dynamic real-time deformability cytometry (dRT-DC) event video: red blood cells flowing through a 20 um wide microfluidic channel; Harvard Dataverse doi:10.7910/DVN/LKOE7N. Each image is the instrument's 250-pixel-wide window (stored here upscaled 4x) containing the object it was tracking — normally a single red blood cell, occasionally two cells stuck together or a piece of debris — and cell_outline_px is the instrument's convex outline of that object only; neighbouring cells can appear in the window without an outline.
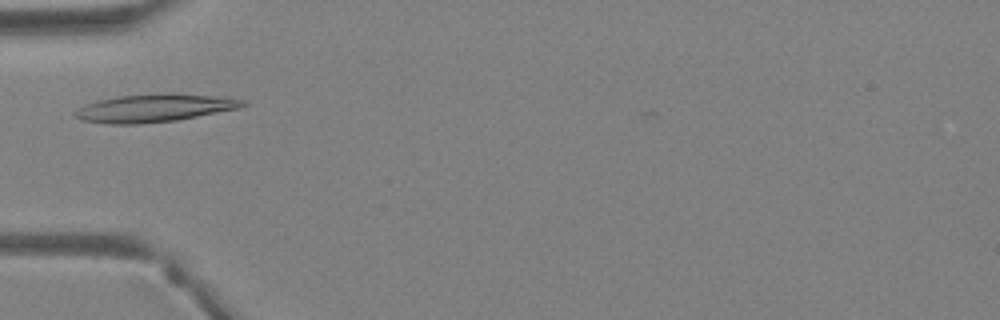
{"species": "Egyptian fruit bat (a non-hibernating species)", "species_latin": "Rousettus aegyptiacus", "temperature_condition": "warm", "stored_images_in_passage": 23, "camera_frame_rate_fps": 3000, "um_per_image_px": 0.085, "animal": {"sex": "female"}, "frame": {"image": 1, "passage_image": 1, "time_ms": 0.0, "image_size_px": [1000, 320], "cell_outline_px": [[248, 104], [236, 108], [176, 120], [140, 124], [108, 124], [80, 120], [72, 116], [72, 112], [84, 104], [100, 100], [120, 96], [168, 92], [248, 100]], "centroid_in_image_um": [13.02, 9.19], "position_along_channel_um": 72.0, "area_um2": 27.11}}
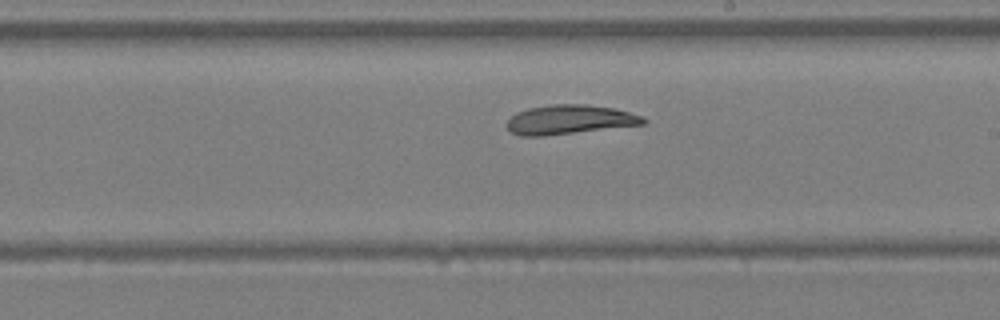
{"frame": {"image": 2, "passage_image": 11, "time_ms": 3.333, "image_size_px": [1000, 320], "cell_outline_px": [[648, 120], [644, 124], [544, 136], [520, 136], [512, 132], [504, 124], [516, 112], [528, 108], [552, 104], [588, 104], [616, 108], [644, 116]], "centroid_in_image_um": [48.42, 10.16], "position_along_channel_um": 240.6, "area_um2": 23.47}}
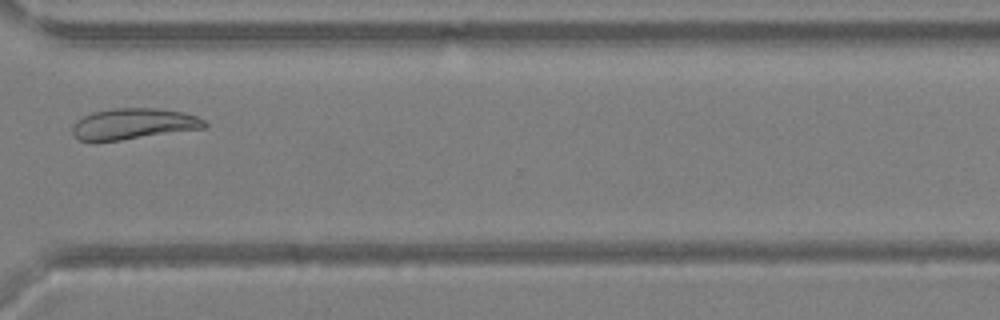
{"frame": {"image": 3, "passage_image": 18, "time_ms": 5.667, "image_size_px": [1000, 320], "cell_outline_px": [[208, 124], [204, 128], [92, 144], [80, 140], [72, 132], [72, 128], [76, 120], [92, 112], [116, 108], [156, 108], [184, 112], [196, 116], [204, 120]], "centroid_in_image_um": [11.29, 10.55], "position_along_channel_um": 359.3, "area_um2": 24.1}}